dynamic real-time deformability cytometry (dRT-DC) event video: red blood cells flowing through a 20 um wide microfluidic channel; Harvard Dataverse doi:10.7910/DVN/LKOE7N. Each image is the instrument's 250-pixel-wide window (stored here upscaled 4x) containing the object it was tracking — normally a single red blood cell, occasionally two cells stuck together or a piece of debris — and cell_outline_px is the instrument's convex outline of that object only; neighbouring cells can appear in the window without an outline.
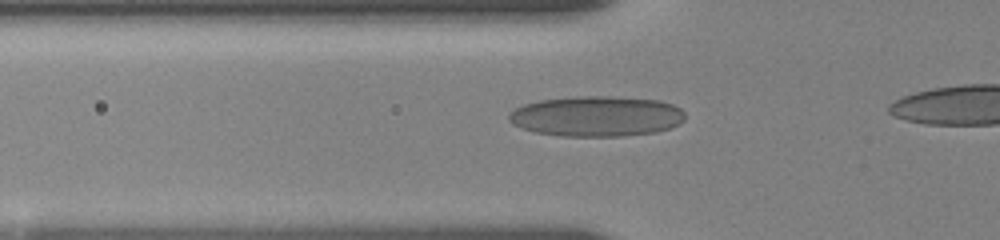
{"species": "human", "species_latin": "Homo sapiens", "temperature_condition": "room temperature", "stored_images_in_passage": 23, "camera_frame_rate_fps": 3000, "um_per_image_px": 0.085, "donor": {"sex": "female"}, "frame": {"image": 1, "passage_image": 3, "time_ms": 1.0, "image_size_px": [1000, 240], "cell_outline_px": [[684, 120], [680, 124], [672, 128], [656, 132], [624, 136], [564, 136], [536, 132], [520, 128], [512, 124], [508, 120], [508, 112], [524, 104], [540, 100], [576, 96], [608, 96], [660, 100], [672, 104], [680, 108], [684, 112]], "centroid_in_image_um": [50.71, 9.88], "position_along_channel_um": 75.1, "area_um2": 41.79}}
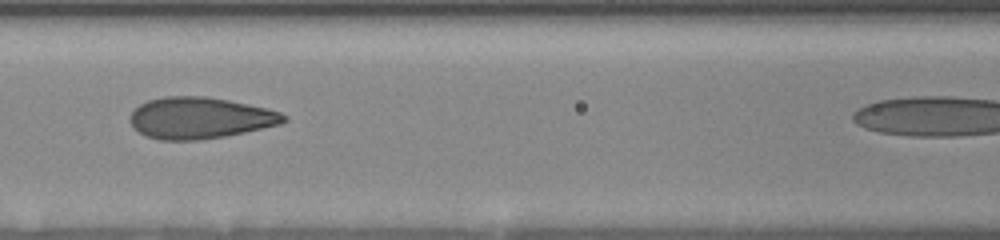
{"frame": {"image": 2, "passage_image": 12, "time_ms": 3.0, "image_size_px": [1000, 240], "cell_outline_px": [[288, 120], [280, 124], [244, 132], [224, 136], [196, 140], [160, 140], [144, 136], [132, 128], [128, 120], [128, 116], [140, 104], [148, 100], [164, 96], [204, 96], [228, 100], [268, 108], [280, 112], [288, 116]], "centroid_in_image_um": [16.95, 10.02], "position_along_channel_um": 149.6, "area_um2": 37.34}}
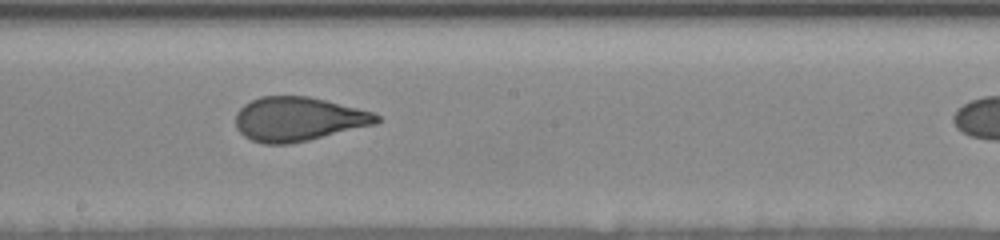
{"frame": {"image": 3, "passage_image": 22, "time_ms": 5.0, "image_size_px": [1000, 240], "cell_outline_px": [[380, 120], [376, 124], [308, 140], [288, 144], [264, 144], [252, 140], [244, 136], [236, 128], [236, 112], [244, 104], [260, 96], [308, 96], [372, 112], [380, 116]], "centroid_in_image_um": [25.32, 10.12], "position_along_channel_um": 222.9, "area_um2": 36.01}}